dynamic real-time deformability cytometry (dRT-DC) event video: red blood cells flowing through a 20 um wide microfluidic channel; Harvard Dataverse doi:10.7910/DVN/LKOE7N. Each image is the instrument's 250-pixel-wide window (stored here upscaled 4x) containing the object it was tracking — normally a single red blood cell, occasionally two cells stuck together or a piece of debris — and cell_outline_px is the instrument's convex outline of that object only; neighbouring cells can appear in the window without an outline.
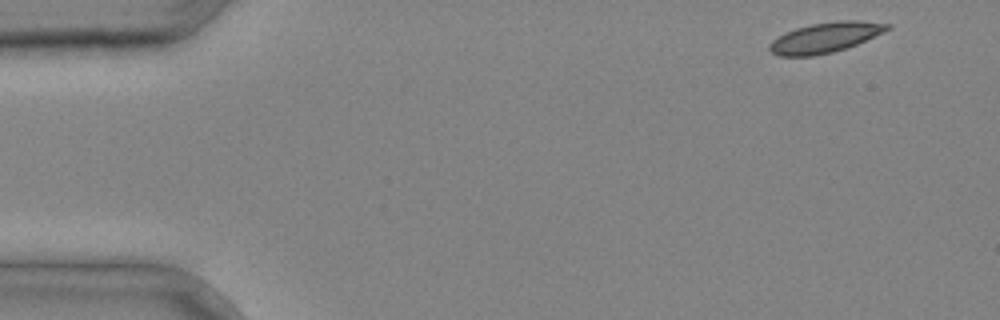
{"species": "common noctule bat (a hibernating species)", "species_latin": "Nyctalus noctula", "temperature_condition": "cold", "stored_images_in_passage": 3, "camera_frame_rate_fps": 3000, "um_per_image_px": 0.085, "animal": {"sex": "male", "body_mass_g": 20.4}, "frame": {"image": 1, "passage_image": 1, "time_ms": 0.0, "image_size_px": [1000, 320], "cell_outline_px": [[892, 28], [856, 44], [832, 52], [812, 56], [780, 56], [772, 52], [768, 48], [768, 44], [776, 36], [784, 32], [796, 28], [812, 24], [840, 20], [856, 20], [892, 24]], "centroid_in_image_um": [70.11, 3.18], "position_along_channel_um": 14.9, "area_um2": 20.63}}